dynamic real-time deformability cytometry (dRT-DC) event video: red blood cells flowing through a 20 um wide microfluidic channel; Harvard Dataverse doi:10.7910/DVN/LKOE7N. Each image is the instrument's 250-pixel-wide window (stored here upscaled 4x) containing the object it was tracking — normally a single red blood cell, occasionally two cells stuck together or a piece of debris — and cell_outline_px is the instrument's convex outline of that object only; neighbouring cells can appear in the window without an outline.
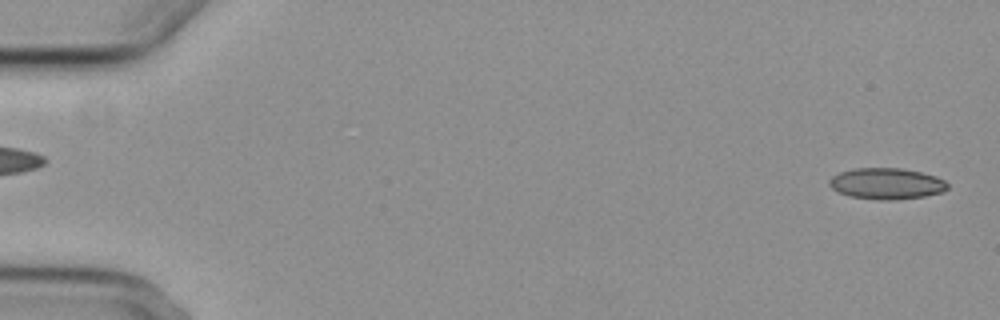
{"species": "common noctule bat (a hibernating species)", "species_latin": "Nyctalus noctula", "temperature_condition": "cold", "stored_images_in_passage": 6, "segment_of_instrument_passage": [2, 2], "camera_frame_rate_fps": 3000, "um_per_image_px": 0.085, "animal": {"sex": "female", "body_mass_g": 29.2, "forearm_length_mm": 56.3}, "frame": {"image": 1, "passage_image": 6, "time_ms": 6.667, "image_size_px": [1000, 320], "cell_outline_px": [[948, 188], [944, 192], [924, 196], [896, 200], [880, 200], [852, 196], [840, 192], [832, 188], [828, 184], [828, 180], [832, 176], [840, 172], [856, 168], [904, 168], [936, 176], [944, 180], [948, 184]], "centroid_in_image_um": [75.38, 15.6], "position_along_channel_um": 9.6, "area_um2": 21.5}}